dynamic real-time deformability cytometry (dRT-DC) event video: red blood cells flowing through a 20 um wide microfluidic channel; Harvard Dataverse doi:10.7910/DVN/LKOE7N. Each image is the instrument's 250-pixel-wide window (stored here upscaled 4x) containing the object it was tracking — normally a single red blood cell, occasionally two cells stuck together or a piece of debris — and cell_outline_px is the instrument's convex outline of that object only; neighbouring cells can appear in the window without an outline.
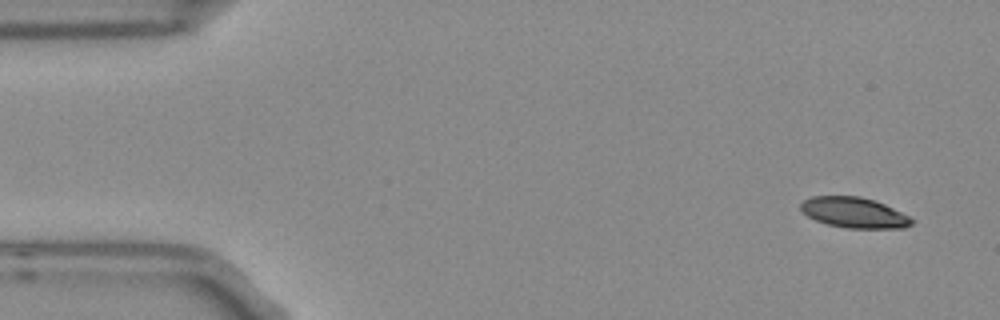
{"species": "Egyptian fruit bat (a non-hibernating species)", "species_latin": "Rousettus aegyptiacus", "temperature_condition": "room temperature", "stored_images_in_passage": 9, "camera_frame_rate_fps": 3000, "um_per_image_px": 0.085, "frame": {"image": 1, "passage_image": 1, "time_ms": 0.0, "image_size_px": [1000, 320], "cell_outline_px": [[916, 220], [912, 224], [904, 228], [848, 228], [828, 224], [816, 220], [808, 216], [800, 208], [800, 204], [804, 200], [812, 196], [860, 196], [884, 204]], "centroid_in_image_um": [72.6, 18.07], "position_along_channel_um": 12.4, "area_um2": 19.54}}
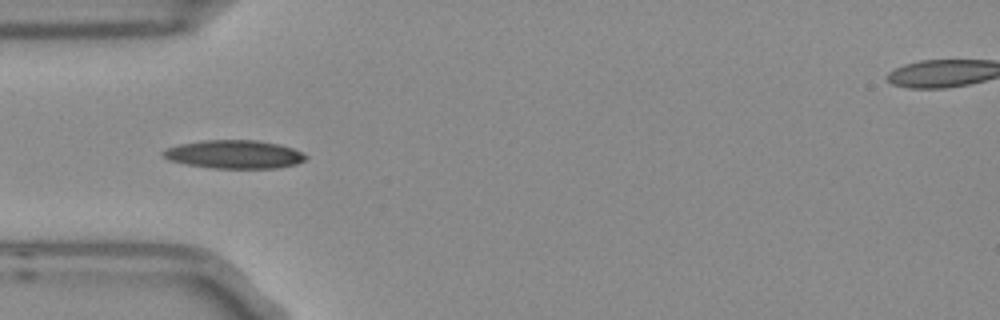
{"frame": {"image": 2, "passage_image": 4, "time_ms": 1.0, "image_size_px": [1000, 320], "cell_outline_px": [[308, 156], [304, 160], [296, 164], [276, 168], [212, 168], [188, 164], [168, 160], [160, 152], [168, 148], [180, 144], [204, 140], [256, 140], [280, 144], [292, 148]], "centroid_in_image_um": [19.91, 13.11], "position_along_channel_um": 65.1, "area_um2": 23.41}}